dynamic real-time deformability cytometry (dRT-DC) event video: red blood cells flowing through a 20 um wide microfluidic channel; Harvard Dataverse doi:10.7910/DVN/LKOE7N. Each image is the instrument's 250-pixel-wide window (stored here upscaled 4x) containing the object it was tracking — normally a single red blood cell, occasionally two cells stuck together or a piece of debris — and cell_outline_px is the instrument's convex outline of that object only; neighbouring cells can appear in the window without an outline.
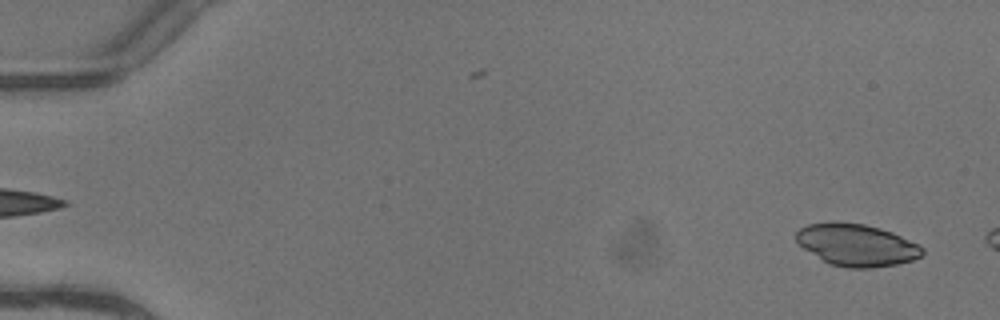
{"species": "common noctule bat (a hibernating species)", "species_latin": "Nyctalus noctula", "temperature_condition": "warm", "stored_images_in_passage": 5, "segment_of_instrument_passage": [2, 2], "camera_frame_rate_fps": 3000, "um_per_image_px": 0.085, "animal": {"sex": "female"}, "frame": {"image": 1, "passage_image": 5, "time_ms": 1.333, "image_size_px": [1000, 320], "cell_outline_px": [[924, 252], [920, 256], [912, 260], [896, 264], [872, 268], [848, 268], [828, 264], [804, 248], [796, 240], [796, 232], [800, 228], [808, 224], [828, 220], [836, 220], [864, 224], [880, 228], [892, 232], [920, 244], [924, 248]], "centroid_in_image_um": [72.8, 20.8], "position_along_channel_um": 12.2, "area_um2": 31.33}}